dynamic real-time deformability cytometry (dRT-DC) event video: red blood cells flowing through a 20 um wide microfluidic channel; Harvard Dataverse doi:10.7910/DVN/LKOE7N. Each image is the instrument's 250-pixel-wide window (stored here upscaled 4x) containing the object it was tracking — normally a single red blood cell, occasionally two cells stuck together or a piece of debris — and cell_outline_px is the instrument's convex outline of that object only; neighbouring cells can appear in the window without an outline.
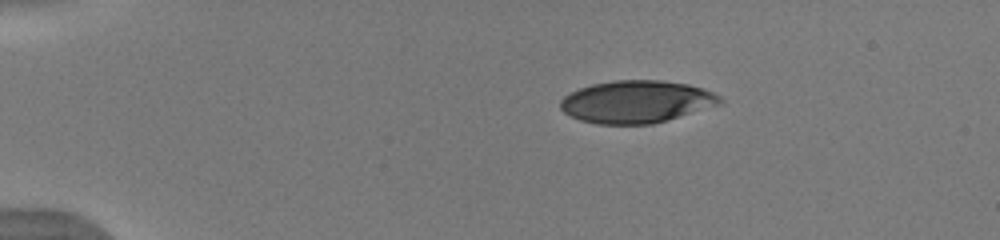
{"species": "human", "species_latin": "Homo sapiens", "temperature_condition": "warm", "stored_images_in_passage": 42, "camera_frame_rate_fps": 3000, "um_per_image_px": 0.085, "donor": {"sex": "male"}, "frame": {"image": 1, "passage_image": 1, "time_ms": 0.0, "image_size_px": [1000, 240], "cell_outline_px": [[724, 100], [720, 104], [652, 124], [596, 124], [580, 120], [564, 112], [560, 108], [560, 100], [564, 96], [580, 88], [592, 84], [612, 80], [660, 80], [688, 84], [712, 92], [720, 96]], "centroid_in_image_um": [54.07, 8.64], "position_along_channel_um": 30.9, "area_um2": 39.19}}
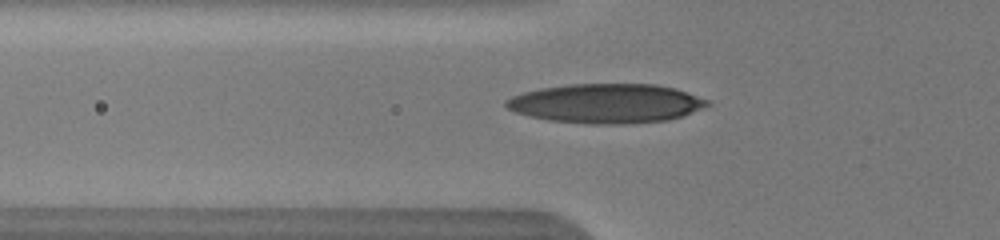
{"frame": {"image": 2, "passage_image": 10, "time_ms": 3.0, "image_size_px": [1000, 240], "cell_outline_px": [[712, 104], [684, 116], [668, 120], [624, 124], [588, 124], [548, 120], [528, 116], [516, 112], [508, 108], [504, 104], [504, 100], [512, 96], [524, 92], [540, 88], [568, 84], [656, 84], [676, 88], [708, 100]], "centroid_in_image_um": [51.54, 8.79], "position_along_channel_um": 74.3, "area_um2": 46.41}}
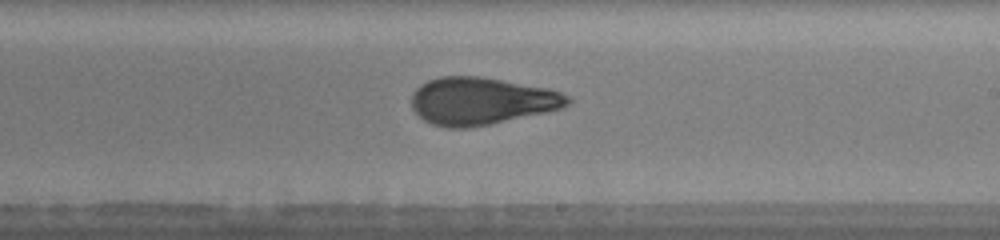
{"frame": {"image": 3, "passage_image": 23, "time_ms": 7.333, "image_size_px": [1000, 240], "cell_outline_px": [[572, 100], [568, 104], [560, 108], [544, 112], [488, 124], [468, 128], [448, 128], [432, 124], [424, 120], [412, 108], [412, 92], [420, 84], [428, 80], [440, 76], [480, 76], [548, 88], [560, 92], [568, 96]], "centroid_in_image_um": [40.87, 8.57], "position_along_channel_um": 248.1, "area_um2": 42.83}, "authors_computed_cell_mechanics": {"area_um2": 42.2807, "velocity_mm_per_s": 4.0122, "shape_relaxation_time_tau1_ms": 7.3118, "shape_relaxation_time_tau2_ms": 1.3644, "deformation_change_tau1": 0.2531, "deformation_change_tau2": 0.0893}}